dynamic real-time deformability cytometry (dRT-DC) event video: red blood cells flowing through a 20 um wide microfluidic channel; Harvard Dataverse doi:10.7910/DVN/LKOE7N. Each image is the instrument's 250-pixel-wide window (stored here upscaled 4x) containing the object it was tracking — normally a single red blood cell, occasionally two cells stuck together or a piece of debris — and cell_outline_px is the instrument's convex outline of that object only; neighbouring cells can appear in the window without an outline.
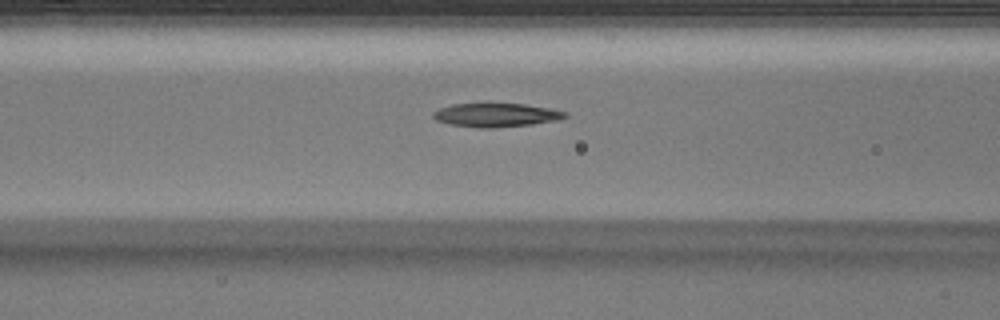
{"species": "Egyptian fruit bat (a non-hibernating species)", "species_latin": "Rousettus aegyptiacus", "temperature_condition": "warm", "stored_images_in_passage": 39, "camera_frame_rate_fps": 3000, "um_per_image_px": 0.085, "animal": {"sex": "male"}, "frame": {"image": 1, "passage_image": 15, "time_ms": 4.667, "image_size_px": [1000, 320], "cell_outline_px": [[568, 116], [560, 120], [532, 124], [492, 128], [480, 128], [448, 124], [436, 120], [432, 116], [432, 112], [440, 108], [452, 104], [484, 100], [488, 100], [524, 104], [552, 108], [568, 112]], "centroid_in_image_um": [42.16, 9.72], "position_along_channel_um": 124.4, "area_um2": 19.42}}
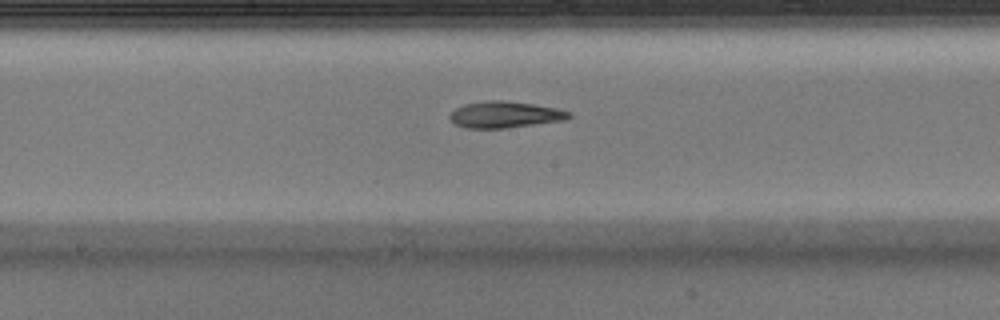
{"frame": {"image": 2, "passage_image": 21, "time_ms": 6.667, "image_size_px": [1000, 320], "cell_outline_px": [[572, 116], [568, 120], [504, 128], [464, 128], [456, 124], [448, 116], [456, 108], [464, 104], [484, 100], [500, 100], [532, 104], [556, 108], [572, 112]], "centroid_in_image_um": [42.94, 9.74], "position_along_channel_um": 205.3, "area_um2": 18.38}}
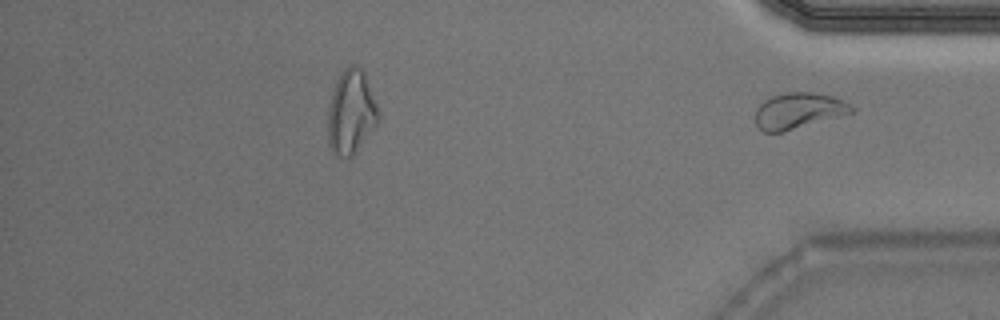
{"frame": {"image": 3, "passage_image": 39, "time_ms": 12.667, "image_size_px": [1000, 320], "cell_outline_px": [[856, 108], [852, 112], [780, 132], [764, 132], [756, 124], [756, 108], [764, 100], [772, 96], [784, 92], [812, 92], [836, 96], [844, 100]], "centroid_in_image_um": [67.87, 9.38], "position_along_channel_um": 367.3, "area_um2": 19.88}, "authors_computed_cell_mechanics": {"area_um2": 18.8428, "velocity_mm_per_s": 4.0379, "shape_relaxation_time_tau1_ms": null, "shape_relaxation_time_tau2_ms": 2.7646, "deformation_change_tau1": null, "deformation_change_tau2": 0.111}}